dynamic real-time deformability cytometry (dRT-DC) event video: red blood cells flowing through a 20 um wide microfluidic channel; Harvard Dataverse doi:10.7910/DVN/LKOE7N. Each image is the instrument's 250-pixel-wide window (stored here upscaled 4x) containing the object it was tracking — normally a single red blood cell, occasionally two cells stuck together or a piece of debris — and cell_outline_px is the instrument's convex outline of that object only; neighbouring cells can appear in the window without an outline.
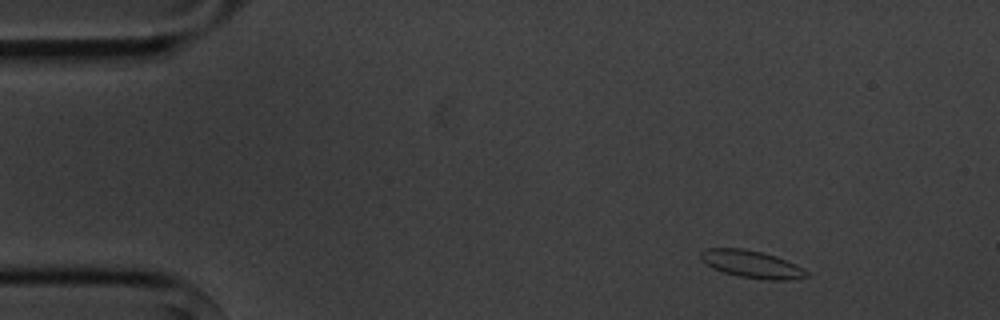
{"species": "common noctule bat (a hibernating species)", "species_latin": "Nyctalus noctula", "temperature_condition": "cold", "stored_images_in_passage": 3, "camera_frame_rate_fps": 3000, "um_per_image_px": 0.085, "animal": {"sex": "male", "body_mass_g": 20.1, "forearm_length_mm": 53.5}, "frame": {"image": 1, "passage_image": 1, "time_ms": 0.0, "image_size_px": [1000, 320], "cell_outline_px": [[808, 276], [792, 280], [768, 280], [740, 276], [724, 272], [712, 268], [700, 260], [700, 252], [704, 248], [744, 248], [776, 256], [796, 264], [804, 268], [808, 272]], "centroid_in_image_um": [63.89, 22.45], "position_along_channel_um": 21.1, "area_um2": 16.99}}